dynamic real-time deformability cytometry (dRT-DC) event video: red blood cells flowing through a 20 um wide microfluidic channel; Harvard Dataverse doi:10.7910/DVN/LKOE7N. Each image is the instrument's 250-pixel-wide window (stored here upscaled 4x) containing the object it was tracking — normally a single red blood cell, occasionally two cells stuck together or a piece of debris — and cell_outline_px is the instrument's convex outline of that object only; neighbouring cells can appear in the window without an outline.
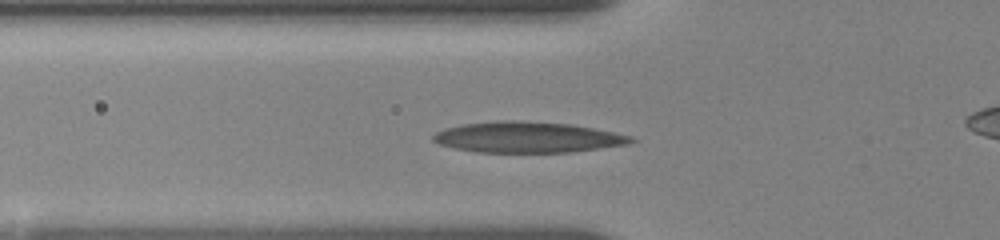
{"species": "human", "species_latin": "Homo sapiens", "temperature_condition": "room temperature", "stored_images_in_passage": 5, "camera_frame_rate_fps": 3000, "um_per_image_px": 0.085, "donor": {"sex": "female"}, "frame": {"image": 1, "passage_image": 5, "time_ms": 2.333, "image_size_px": [1000, 240], "cell_outline_px": [[636, 140], [628, 144], [572, 152], [476, 152], [456, 148], [440, 144], [432, 140], [432, 136], [436, 132], [444, 128], [464, 124], [496, 120], [512, 120], [572, 124], [632, 136]], "centroid_in_image_um": [44.82, 11.66], "position_along_channel_um": 81.0, "area_um2": 35.37}}